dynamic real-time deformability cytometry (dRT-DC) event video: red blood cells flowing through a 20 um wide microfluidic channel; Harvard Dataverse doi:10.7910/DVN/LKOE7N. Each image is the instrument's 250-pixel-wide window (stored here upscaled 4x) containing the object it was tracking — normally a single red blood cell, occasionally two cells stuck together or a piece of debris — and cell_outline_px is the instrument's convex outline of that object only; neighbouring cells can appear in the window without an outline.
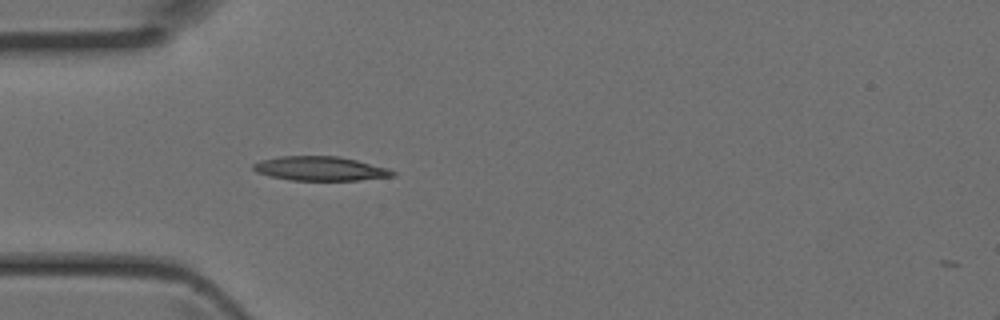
{"species": "Egyptian fruit bat (a non-hibernating species)", "species_latin": "Rousettus aegyptiacus", "temperature_condition": "room temperature", "stored_images_in_passage": 32, "camera_frame_rate_fps": 3000, "um_per_image_px": 0.085, "animal": {"sex": "female"}, "frame": {"image": 1, "passage_image": 1, "time_ms": 0.0, "image_size_px": [1000, 320], "cell_outline_px": [[396, 176], [360, 180], [292, 180], [272, 176], [256, 172], [252, 168], [252, 164], [260, 160], [280, 156], [340, 156], [388, 168], [396, 172]], "centroid_in_image_um": [27.24, 14.32], "position_along_channel_um": 57.8, "area_um2": 19.65}}
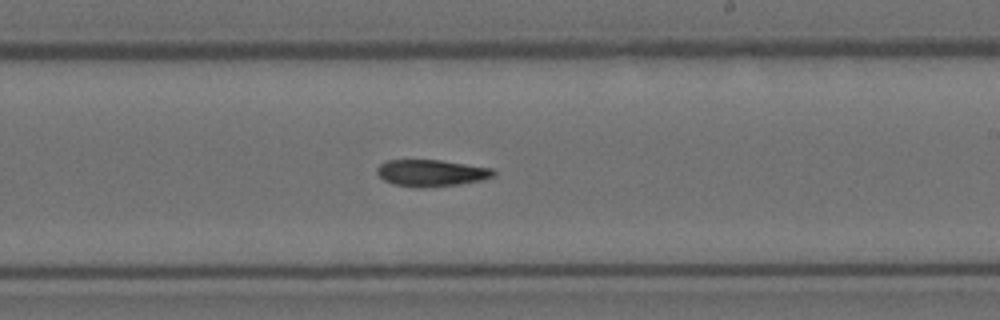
{"frame": {"image": 2, "passage_image": 14, "time_ms": 4.333, "image_size_px": [1000, 320], "cell_outline_px": [[496, 176], [480, 180], [460, 184], [424, 188], [416, 188], [392, 184], [384, 180], [376, 172], [376, 168], [384, 160], [440, 160], [492, 168], [496, 172]], "centroid_in_image_um": [36.64, 14.71], "position_along_channel_um": 252.4, "area_um2": 18.32}}
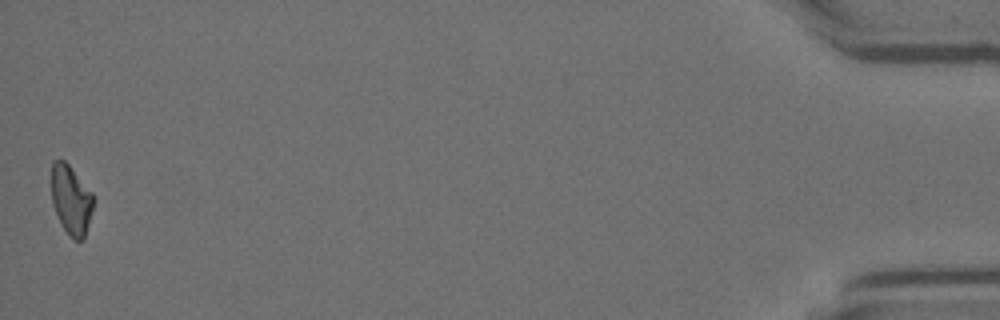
{"frame": {"image": 3, "passage_image": 32, "time_ms": 10.333, "image_size_px": [1000, 320], "cell_outline_px": [[92, 208], [84, 240], [72, 240], [64, 228], [52, 204], [52, 160], [64, 160], [68, 164], [92, 192]], "centroid_in_image_um": [6.03, 16.99], "position_along_channel_um": 429.2, "area_um2": 16.59}}